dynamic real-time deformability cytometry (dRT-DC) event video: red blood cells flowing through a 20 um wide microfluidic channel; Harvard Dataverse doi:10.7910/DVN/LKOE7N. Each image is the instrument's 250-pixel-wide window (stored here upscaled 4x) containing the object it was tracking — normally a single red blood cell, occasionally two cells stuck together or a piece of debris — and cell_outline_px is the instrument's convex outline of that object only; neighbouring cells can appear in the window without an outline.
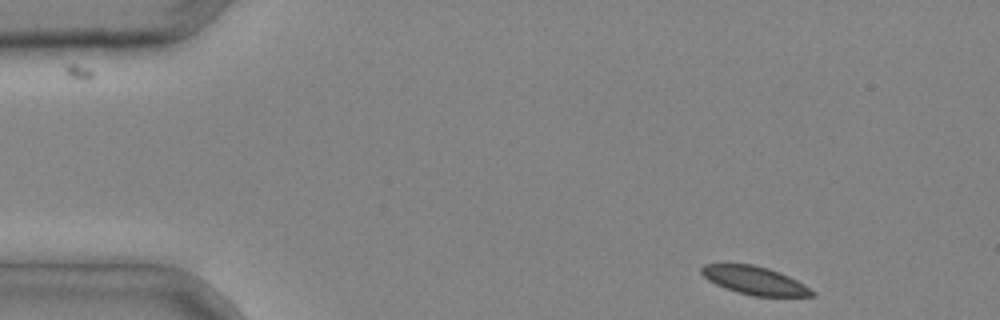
{"species": "common noctule bat (a hibernating species)", "species_latin": "Nyctalus noctula", "temperature_condition": "cold", "stored_images_in_passage": 3, "camera_frame_rate_fps": 3000, "um_per_image_px": 0.085, "animal": {"sex": "male", "body_mass_g": 20.4}, "frame": {"image": 1, "passage_image": 1, "time_ms": 0.0, "image_size_px": [1000, 320], "cell_outline_px": [[816, 296], [752, 296], [724, 288], [708, 280], [700, 272], [700, 268], [704, 264], [752, 264], [768, 268], [780, 272], [804, 284], [816, 292]], "centroid_in_image_um": [64.15, 23.84], "position_along_channel_um": 20.9, "area_um2": 18.15}}
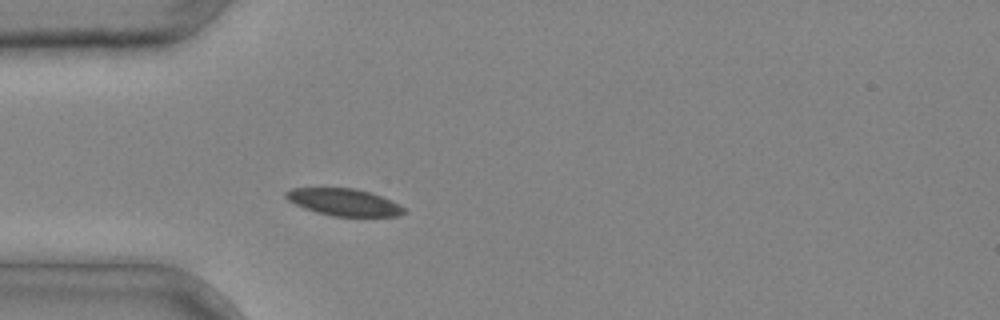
{"frame": {"image": 2, "passage_image": 3, "time_ms": 0.667, "image_size_px": [1000, 320], "cell_outline_px": [[404, 212], [400, 216], [332, 216], [316, 212], [304, 208], [288, 200], [284, 196], [284, 192], [292, 188], [352, 188], [368, 192], [392, 200], [400, 204], [404, 208]], "centroid_in_image_um": [29.22, 17.19], "position_along_channel_um": 55.8, "area_um2": 18.5}}